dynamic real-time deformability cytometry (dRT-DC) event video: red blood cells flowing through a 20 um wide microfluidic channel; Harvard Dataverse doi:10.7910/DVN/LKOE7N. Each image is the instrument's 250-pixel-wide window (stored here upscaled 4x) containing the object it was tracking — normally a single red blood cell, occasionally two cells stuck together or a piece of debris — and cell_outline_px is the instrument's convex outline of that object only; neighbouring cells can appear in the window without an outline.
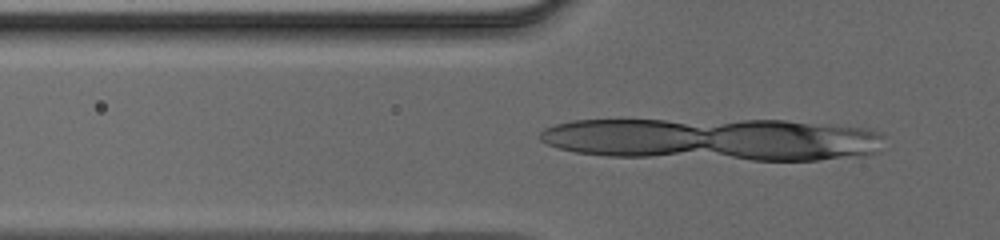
{"species": "human", "species_latin": "Homo sapiens", "temperature_condition": "cold", "stored_images_in_passage": 4, "camera_frame_rate_fps": 3000, "um_per_image_px": 0.085, "donor": {"sex": "male"}, "frame": {"image": 1, "passage_image": 1, "time_ms": 0.0, "image_size_px": [1000, 240], "cell_outline_px": [[724, 128], [708, 144], [668, 152], [592, 152], [592, 120], [652, 120]], "centroid_in_image_um": [55.13, 11.56], "position_along_channel_um": 70.7, "area_um2": 25.43}}